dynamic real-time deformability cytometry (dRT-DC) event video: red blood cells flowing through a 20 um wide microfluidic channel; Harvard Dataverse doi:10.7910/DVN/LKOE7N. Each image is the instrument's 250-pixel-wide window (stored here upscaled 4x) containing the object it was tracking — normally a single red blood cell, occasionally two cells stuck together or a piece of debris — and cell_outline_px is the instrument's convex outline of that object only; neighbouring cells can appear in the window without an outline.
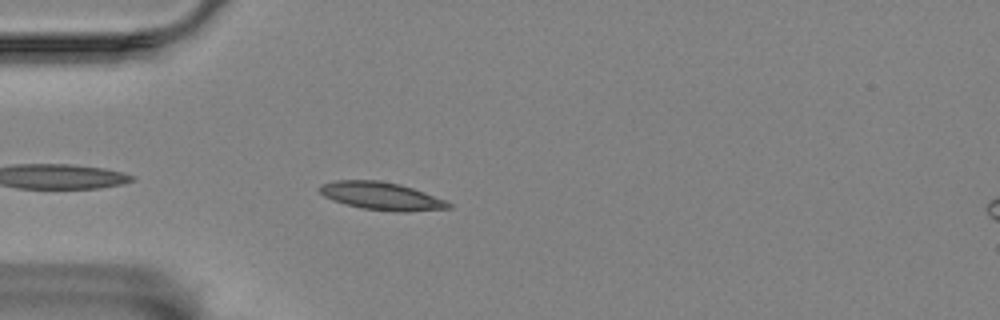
{"species": "Egyptian fruit bat (a non-hibernating species)", "species_latin": "Rousettus aegyptiacus", "temperature_condition": "room temperature", "stored_images_in_passage": 30, "camera_frame_rate_fps": 3000, "um_per_image_px": 0.085, "animal": {"sex": "female"}, "frame": {"image": 1, "passage_image": 2, "time_ms": 0.333, "image_size_px": [1000, 320], "cell_outline_px": [[452, 208], [408, 212], [396, 212], [364, 208], [344, 204], [332, 200], [324, 196], [316, 188], [320, 184], [336, 180], [380, 180], [400, 184], [424, 192], [444, 200], [452, 204]], "centroid_in_image_um": [32.39, 16.66], "position_along_channel_um": 52.6, "area_um2": 20.98}}
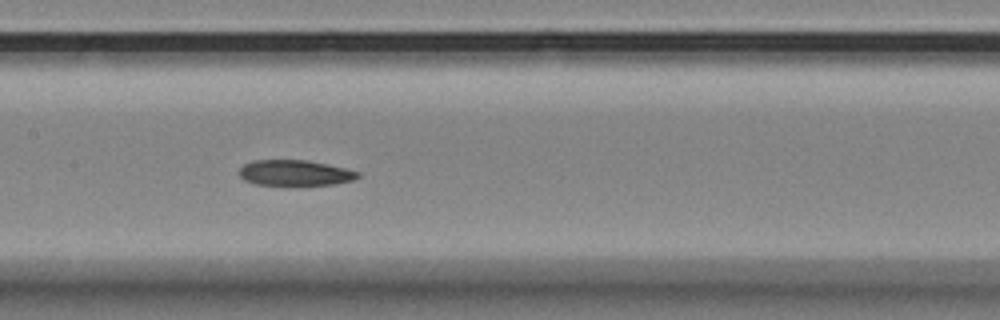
{"frame": {"image": 2, "passage_image": 14, "time_ms": 4.333, "image_size_px": [1000, 320], "cell_outline_px": [[360, 176], [352, 180], [332, 184], [256, 184], [244, 180], [240, 176], [240, 168], [244, 164], [252, 160], [308, 160], [328, 164], [360, 172]], "centroid_in_image_um": [25.06, 14.67], "position_along_channel_um": 182.3, "area_um2": 17.4}}
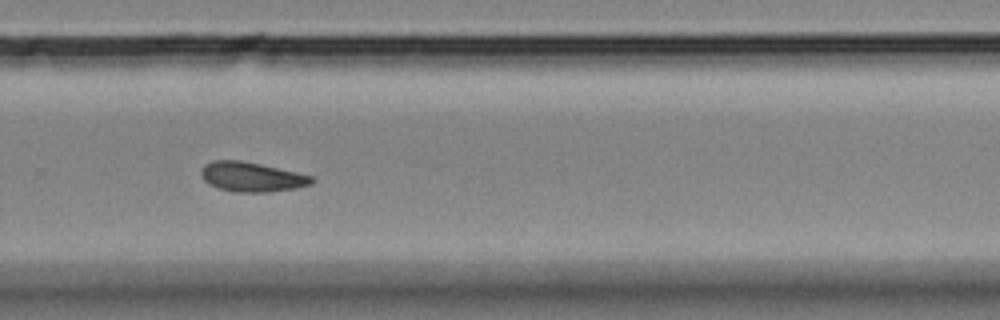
{"frame": {"image": 3, "passage_image": 25, "time_ms": 8.0, "image_size_px": [1000, 320], "cell_outline_px": [[316, 180], [312, 184], [296, 188], [268, 192], [236, 192], [220, 188], [208, 184], [204, 180], [200, 172], [200, 168], [204, 164], [212, 160], [240, 160], [260, 164], [296, 172], [312, 176]], "centroid_in_image_um": [21.38, 15.03], "position_along_channel_um": 308.4, "area_um2": 19.13}, "authors_computed_cell_mechanics": {"area_um2": 19.0162, "velocity_mm_per_s": 3.4495, "shape_relaxation_time_tau1_ms": null, "shape_relaxation_time_tau2_ms": 8.2867, "deformation_change_tau1": null, "deformation_change_tau2": 0.1249}}